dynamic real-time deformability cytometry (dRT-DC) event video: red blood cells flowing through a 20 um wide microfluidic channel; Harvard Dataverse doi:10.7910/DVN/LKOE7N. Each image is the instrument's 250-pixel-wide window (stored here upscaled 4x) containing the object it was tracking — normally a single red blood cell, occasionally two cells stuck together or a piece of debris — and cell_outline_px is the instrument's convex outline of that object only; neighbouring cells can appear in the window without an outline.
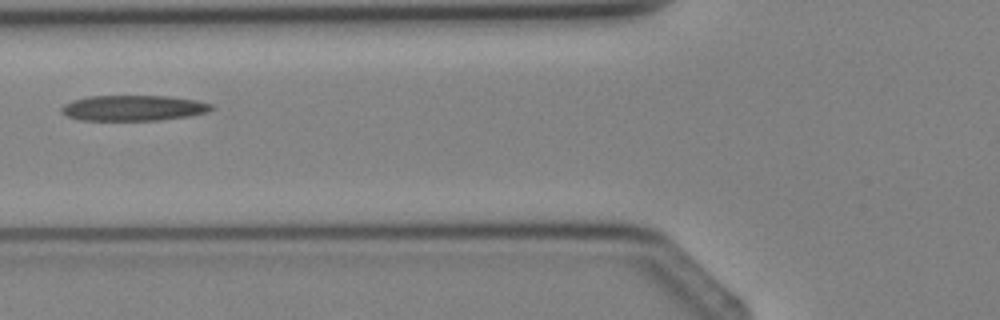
{"species": "Egyptian fruit bat (a non-hibernating species)", "species_latin": "Rousettus aegyptiacus", "temperature_condition": "cold", "stored_images_in_passage": 3, "camera_frame_rate_fps": 3000, "um_per_image_px": 0.085, "animal": {"sex": "female"}, "frame": {"image": 1, "passage_image": 3, "time_ms": 2.333, "image_size_px": [1000, 320], "cell_outline_px": [[216, 108], [208, 112], [188, 116], [160, 120], [80, 120], [68, 116], [60, 112], [60, 108], [64, 104], [72, 100], [88, 96], [168, 96], [196, 100], [212, 104]], "centroid_in_image_um": [11.34, 9.18], "position_along_channel_um": 114.5, "area_um2": 22.43}}